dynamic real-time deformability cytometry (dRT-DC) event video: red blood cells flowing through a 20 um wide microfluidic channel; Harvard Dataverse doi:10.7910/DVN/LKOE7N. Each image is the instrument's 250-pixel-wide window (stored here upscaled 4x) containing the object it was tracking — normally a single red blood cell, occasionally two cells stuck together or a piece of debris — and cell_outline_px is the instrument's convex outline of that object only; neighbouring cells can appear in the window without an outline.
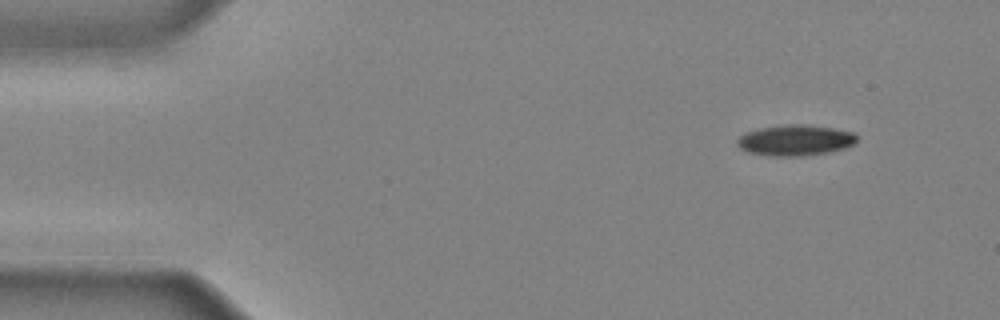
{"species": "common noctule bat (a hibernating species)", "species_latin": "Nyctalus noctula", "temperature_condition": "cold", "stored_images_in_passage": 41, "camera_frame_rate_fps": 3000, "um_per_image_px": 0.085, "animal": {"sex": "male", "body_mass_g": 20.4}, "frame": {"image": 1, "passage_image": 4, "time_ms": 1.0, "image_size_px": [1000, 320], "cell_outline_px": [[856, 140], [852, 144], [844, 148], [828, 152], [800, 156], [772, 156], [748, 152], [740, 148], [736, 144], [736, 140], [740, 136], [748, 132], [760, 128], [788, 124], [804, 124], [832, 128], [856, 132]], "centroid_in_image_um": [67.59, 11.92], "position_along_channel_um": 17.4, "area_um2": 21.33}}
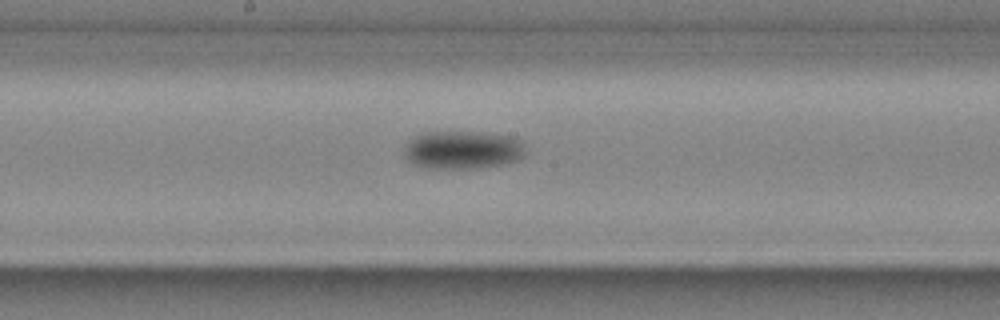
{"frame": {"image": 2, "passage_image": 23, "time_ms": 7.333, "image_size_px": [1000, 320], "cell_outline_px": [[524, 156], [520, 160], [504, 164], [480, 168], [432, 168], [412, 164], [408, 160], [404, 152], [404, 148], [408, 140], [412, 136], [424, 132], [484, 132], [512, 136], [524, 140]], "centroid_in_image_um": [39.36, 12.73], "position_along_channel_um": 208.8, "area_um2": 27.46}}
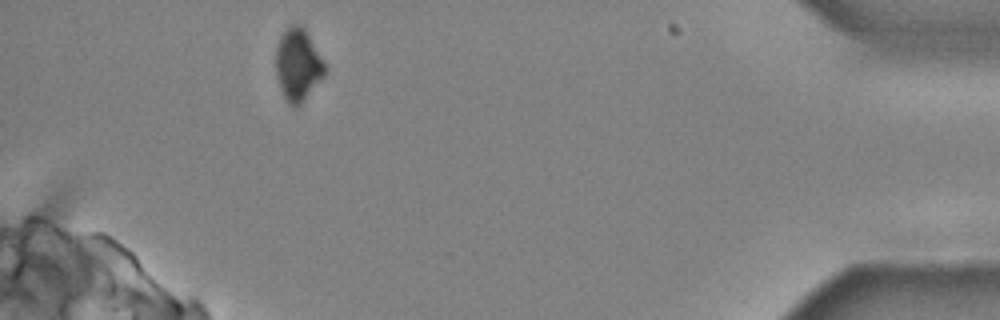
{"frame": {"image": 3, "passage_image": 40, "time_ms": 13.0, "image_size_px": [1000, 320], "cell_outline_px": [[324, 76], [300, 104], [288, 104], [280, 88], [276, 76], [276, 48], [280, 36], [292, 24], [304, 24], [324, 60]], "centroid_in_image_um": [25.33, 5.43], "position_along_channel_um": 409.9, "area_um2": 20.58}}